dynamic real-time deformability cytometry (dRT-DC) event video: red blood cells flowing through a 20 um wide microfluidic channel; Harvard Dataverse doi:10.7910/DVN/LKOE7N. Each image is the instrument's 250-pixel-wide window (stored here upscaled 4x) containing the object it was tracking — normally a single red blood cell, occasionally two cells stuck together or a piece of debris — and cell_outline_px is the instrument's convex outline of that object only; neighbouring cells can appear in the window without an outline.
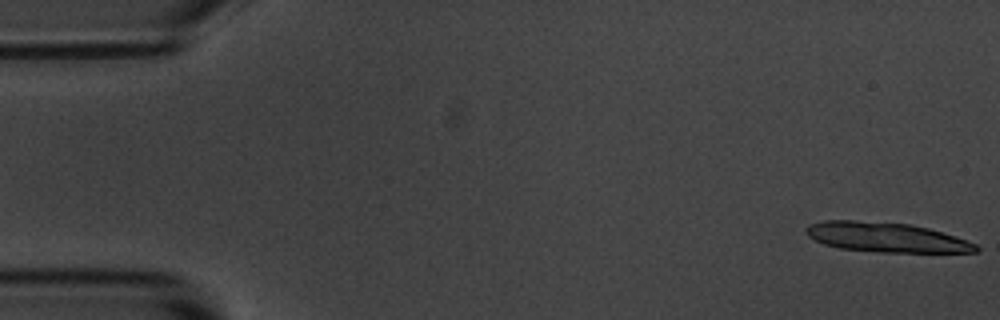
{"species": "common noctule bat (a hibernating species)", "species_latin": "Nyctalus noctula", "temperature_condition": "room temperature", "stored_images_in_passage": 14, "camera_frame_rate_fps": 3000, "um_per_image_px": 0.085, "animal": {"sex": "male", "body_mass_g": 20.1, "forearm_length_mm": 53.5}, "frame": {"image": 1, "passage_image": 1, "time_ms": 0.0, "image_size_px": [1000, 320], "cell_outline_px": [[980, 248], [976, 252], [880, 252], [840, 248], [824, 244], [808, 236], [804, 232], [804, 228], [808, 224], [824, 220], [856, 220], [912, 224], [928, 228], [976, 244]], "centroid_in_image_um": [75.25, 20.16], "position_along_channel_um": 9.8, "area_um2": 29.25}}